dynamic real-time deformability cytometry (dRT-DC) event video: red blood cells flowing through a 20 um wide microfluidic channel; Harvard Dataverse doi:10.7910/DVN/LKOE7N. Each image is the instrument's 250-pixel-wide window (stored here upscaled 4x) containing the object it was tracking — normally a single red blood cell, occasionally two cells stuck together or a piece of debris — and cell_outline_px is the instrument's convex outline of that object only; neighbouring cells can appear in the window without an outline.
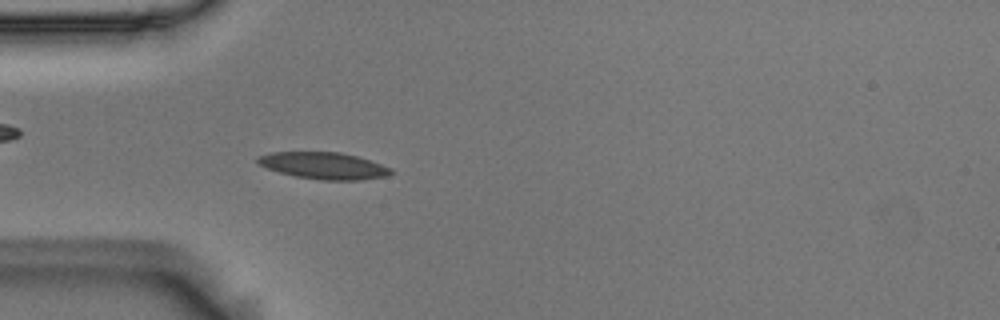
{"species": "Egyptian fruit bat (a non-hibernating species)", "species_latin": "Rousettus aegyptiacus", "temperature_condition": "room temperature", "stored_images_in_passage": 53, "camera_frame_rate_fps": 3000, "um_per_image_px": 0.085, "animal": {"sex": "male"}, "frame": {"image": 1, "passage_image": 15, "time_ms": 4.667, "image_size_px": [1000, 320], "cell_outline_px": [[396, 172], [388, 176], [360, 180], [320, 180], [296, 176], [280, 172], [256, 164], [256, 156], [272, 152], [340, 152], [356, 156], [392, 168]], "centroid_in_image_um": [27.52, 14.08], "position_along_channel_um": 57.5, "area_um2": 20.87}}
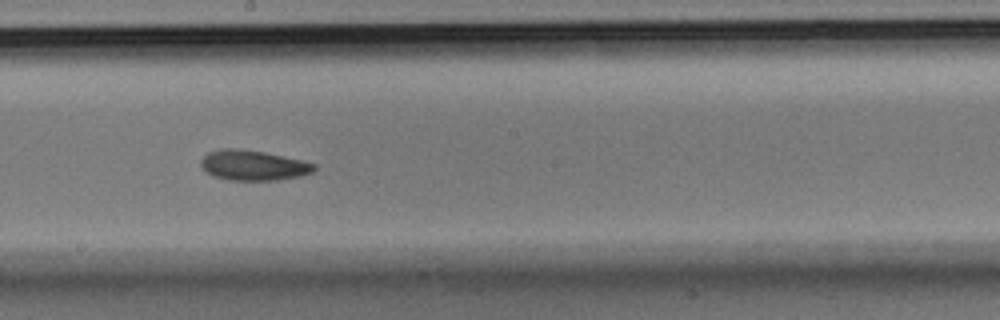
{"frame": {"image": 2, "passage_image": 29, "time_ms": 9.333, "image_size_px": [1000, 320], "cell_outline_px": [[316, 168], [312, 172], [300, 176], [280, 180], [228, 180], [212, 176], [200, 164], [200, 160], [208, 152], [220, 148], [236, 148], [264, 152], [300, 160], [316, 164]], "centroid_in_image_um": [21.51, 14.05], "position_along_channel_um": 226.7, "area_um2": 19.88}}
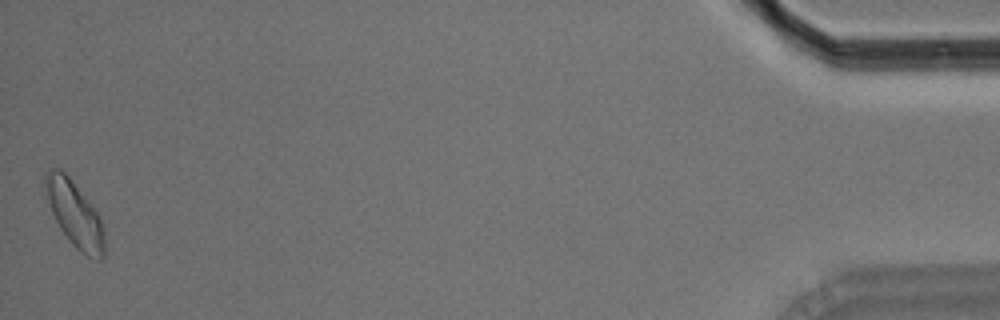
{"frame": {"image": 3, "passage_image": 53, "time_ms": 17.333, "image_size_px": [1000, 320], "cell_outline_px": [[104, 256], [100, 260], [96, 260], [80, 252], [72, 244], [60, 228], [52, 212], [48, 200], [44, 180], [44, 172], [48, 168], [60, 168], [68, 176], [100, 216], [104, 224]], "centroid_in_image_um": [6.36, 18.2], "position_along_channel_um": 428.8, "area_um2": 22.43}, "authors_computed_cell_mechanics": {"area_um2": 19.8832, "velocity_mm_per_s": 3.6974, "shape_relaxation_time_tau1_ms": 10.3725, "shape_relaxation_time_tau2_ms": 6.8303, "deformation_change_tau1": 0.1711, "deformation_change_tau2": 0.1241}}